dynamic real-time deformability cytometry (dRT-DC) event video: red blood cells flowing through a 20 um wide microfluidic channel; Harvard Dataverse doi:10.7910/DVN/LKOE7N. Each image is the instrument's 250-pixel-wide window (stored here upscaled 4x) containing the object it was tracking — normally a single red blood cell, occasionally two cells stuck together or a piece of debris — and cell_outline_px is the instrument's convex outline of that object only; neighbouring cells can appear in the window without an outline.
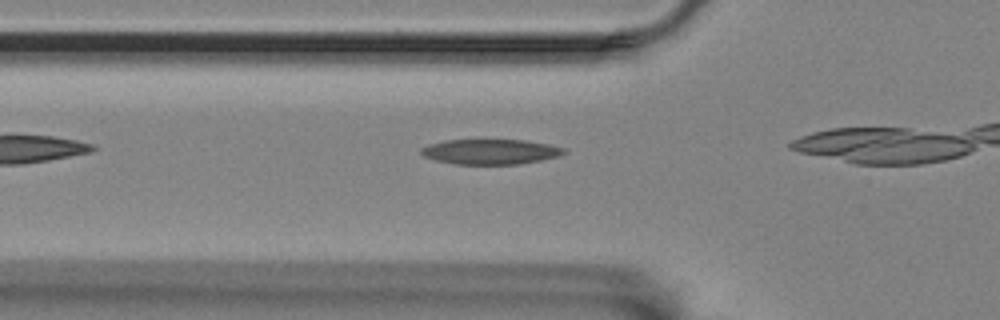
{"species": "Egyptian fruit bat (a non-hibernating species)", "species_latin": "Rousettus aegyptiacus", "temperature_condition": "room temperature", "stored_images_in_passage": 4, "camera_frame_rate_fps": 3000, "um_per_image_px": 0.085, "animal": {"sex": "female"}, "frame": {"image": 1, "passage_image": 2, "time_ms": 0.333, "image_size_px": [1000, 320], "cell_outline_px": [[568, 152], [556, 156], [540, 160], [516, 164], [456, 164], [436, 160], [424, 156], [420, 152], [420, 148], [428, 144], [444, 140], [524, 140], [548, 144], [564, 148]], "centroid_in_image_um": [41.65, 12.89], "position_along_channel_um": 84.2, "area_um2": 20.75}}